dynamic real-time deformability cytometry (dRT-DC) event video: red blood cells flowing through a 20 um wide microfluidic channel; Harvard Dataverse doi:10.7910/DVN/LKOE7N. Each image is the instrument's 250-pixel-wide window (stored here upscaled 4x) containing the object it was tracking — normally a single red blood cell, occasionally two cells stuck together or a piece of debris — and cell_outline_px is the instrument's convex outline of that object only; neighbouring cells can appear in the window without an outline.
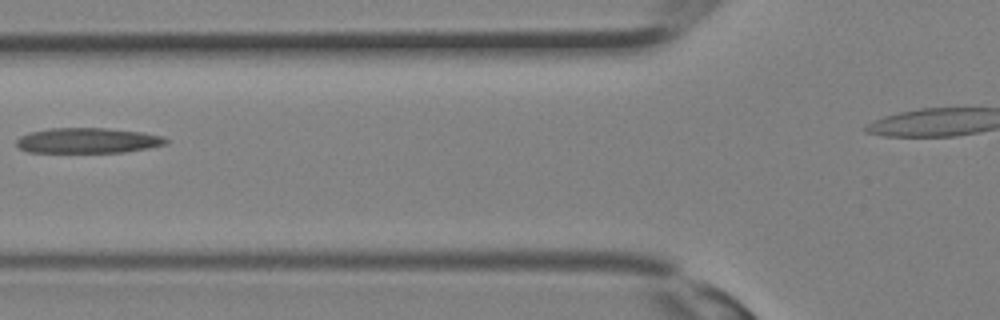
{"species": "Egyptian fruit bat (a non-hibernating species)", "species_latin": "Rousettus aegyptiacus", "temperature_condition": "room temperature", "stored_images_in_passage": 11, "camera_frame_rate_fps": 3000, "um_per_image_px": 0.085, "animal": {"sex": "female"}, "frame": {"image": 1, "passage_image": 10, "time_ms": 3.0, "image_size_px": [1000, 320], "cell_outline_px": [[168, 144], [148, 148], [124, 152], [28, 152], [20, 148], [16, 144], [16, 140], [20, 136], [28, 132], [52, 128], [104, 128], [140, 132], [160, 136], [168, 140]], "centroid_in_image_um": [7.43, 11.95], "position_along_channel_um": 118.4, "area_um2": 21.91}}